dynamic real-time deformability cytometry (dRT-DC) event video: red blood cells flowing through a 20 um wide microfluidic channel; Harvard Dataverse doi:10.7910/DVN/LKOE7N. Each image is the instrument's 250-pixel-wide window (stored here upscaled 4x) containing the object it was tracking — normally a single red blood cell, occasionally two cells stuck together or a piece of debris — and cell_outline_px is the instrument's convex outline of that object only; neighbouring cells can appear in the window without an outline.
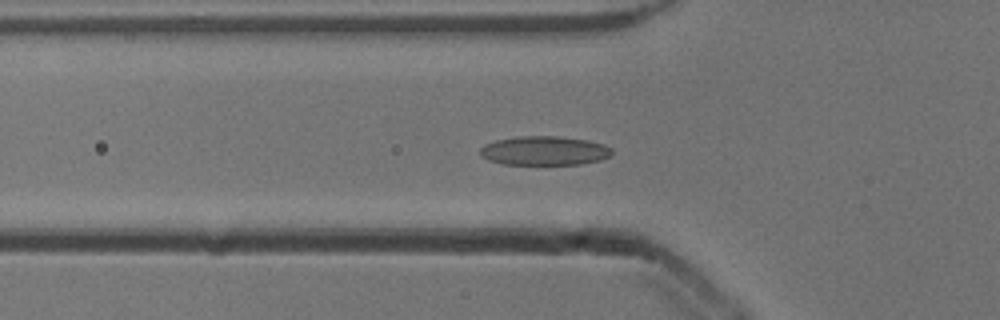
{"species": "common noctule bat (a hibernating species)", "species_latin": "Nyctalus noctula", "temperature_condition": "cold", "stored_images_in_passage": 54, "camera_frame_rate_fps": 3000, "um_per_image_px": 0.085, "animal": {"sex": "male", "body_mass_g": 13.3}, "frame": {"image": 1, "passage_image": 19, "time_ms": 6.0, "image_size_px": [1000, 320], "cell_outline_px": [[612, 156], [600, 160], [580, 164], [500, 164], [488, 160], [480, 156], [480, 148], [484, 144], [496, 140], [516, 136], [556, 136], [584, 140], [604, 144], [612, 148]], "centroid_in_image_um": [46.24, 12.81], "position_along_channel_um": 79.6, "area_um2": 22.43}}
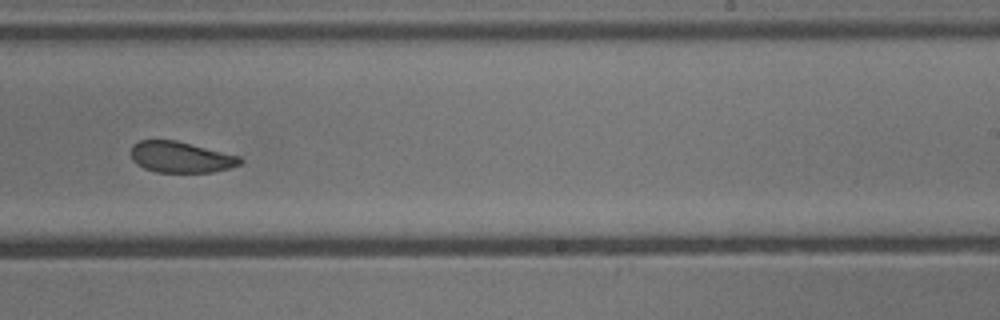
{"frame": {"image": 2, "passage_image": 34, "time_ms": 11.0, "image_size_px": [1000, 320], "cell_outline_px": [[244, 160], [240, 164], [228, 168], [212, 172], [156, 172], [144, 168], [136, 164], [132, 160], [132, 144], [140, 140], [176, 140], [240, 156]], "centroid_in_image_um": [15.36, 13.35], "position_along_channel_um": 273.6, "area_um2": 19.71}}
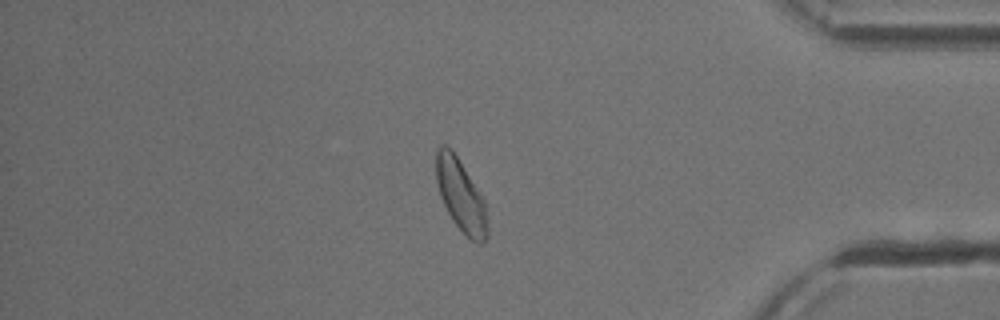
{"frame": {"image": 3, "passage_image": 46, "time_ms": 15.0, "image_size_px": [1000, 320], "cell_outline_px": [[488, 236], [480, 244], [472, 240], [452, 220], [440, 196], [436, 180], [436, 148], [440, 144], [444, 144], [452, 148], [484, 200], [488, 224]], "centroid_in_image_um": [39.15, 16.58], "position_along_channel_um": 396.0, "area_um2": 21.39}, "authors_computed_cell_mechanics": {"area_um2": 21.8195, "velocity_mm_per_s": 3.8732, "shape_relaxation_time_tau1_ms": 2.6274, "shape_relaxation_time_tau2_ms": 2.5227, "deformation_change_tau1": 0.0908, "deformation_change_tau2": 0.0593}}